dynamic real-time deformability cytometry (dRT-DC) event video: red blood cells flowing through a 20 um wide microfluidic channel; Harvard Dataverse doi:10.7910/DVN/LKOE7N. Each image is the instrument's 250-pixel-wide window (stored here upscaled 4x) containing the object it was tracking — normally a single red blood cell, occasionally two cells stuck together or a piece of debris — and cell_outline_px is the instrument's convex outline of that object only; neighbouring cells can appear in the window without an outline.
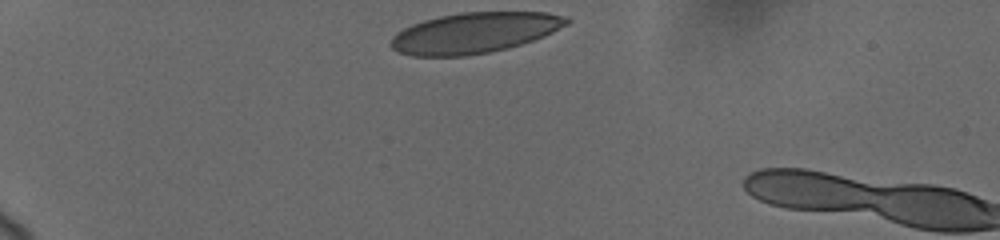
{"species": "human", "species_latin": "Homo sapiens", "temperature_condition": "cold", "stored_images_in_passage": 3, "camera_frame_rate_fps": 3000, "um_per_image_px": 0.085, "donor": {"sex": "female"}, "frame": {"image": 1, "passage_image": 1, "time_ms": 0.0, "image_size_px": [1000, 240], "cell_outline_px": [[572, 20], [568, 24], [544, 36], [508, 48], [468, 56], [412, 56], [400, 52], [392, 48], [392, 36], [396, 32], [412, 24], [424, 20], [440, 16], [460, 12], [548, 12], [568, 16]], "centroid_in_image_um": [40.36, 2.78], "position_along_channel_um": 44.6, "area_um2": 41.62}}